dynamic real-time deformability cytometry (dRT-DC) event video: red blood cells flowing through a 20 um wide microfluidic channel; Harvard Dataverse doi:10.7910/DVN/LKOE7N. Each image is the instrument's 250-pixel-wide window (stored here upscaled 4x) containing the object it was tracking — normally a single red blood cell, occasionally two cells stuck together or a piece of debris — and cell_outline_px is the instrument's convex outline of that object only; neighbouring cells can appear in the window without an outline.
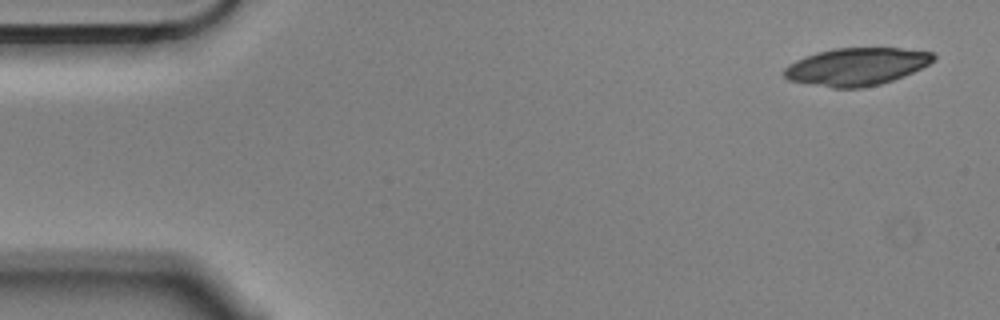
{"species": "Egyptian fruit bat (a non-hibernating species)", "species_latin": "Rousettus aegyptiacus", "temperature_condition": "cold", "stored_images_in_passage": 7, "camera_frame_rate_fps": 3000, "um_per_image_px": 0.085, "animal": {"sex": "male"}, "frame": {"image": 1, "passage_image": 1, "time_ms": 0.0, "image_size_px": [1000, 320], "cell_outline_px": [[936, 56], [928, 64], [904, 76], [880, 84], [864, 88], [832, 88], [788, 80], [784, 76], [784, 68], [788, 64], [796, 60], [816, 52], [832, 48], [900, 48], [932, 52]], "centroid_in_image_um": [72.77, 5.66], "position_along_channel_um": 12.2, "area_um2": 32.66}}